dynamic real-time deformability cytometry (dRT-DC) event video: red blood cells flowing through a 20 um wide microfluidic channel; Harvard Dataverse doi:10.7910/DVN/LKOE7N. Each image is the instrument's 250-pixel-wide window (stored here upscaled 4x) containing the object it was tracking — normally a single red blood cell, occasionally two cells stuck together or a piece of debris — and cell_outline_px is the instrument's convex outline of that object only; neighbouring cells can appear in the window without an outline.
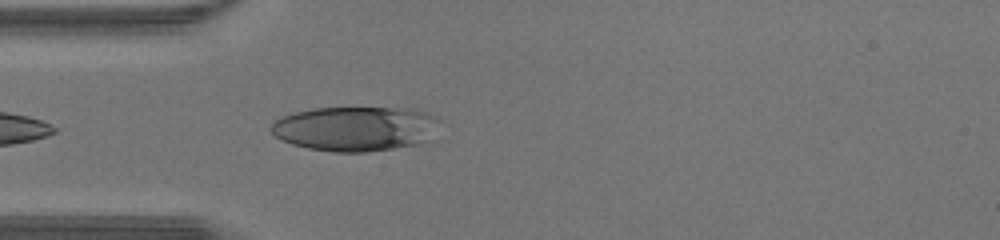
{"species": "human", "species_latin": "Homo sapiens", "temperature_condition": "warm", "stored_images_in_passage": 30, "camera_frame_rate_fps": 3000, "um_per_image_px": 0.085, "donor": {"sex": "male"}, "frame": {"image": 1, "passage_image": 2, "time_ms": 0.333, "image_size_px": [1000, 240], "cell_outline_px": [[444, 120], [420, 144], [364, 152], [332, 152], [308, 148], [292, 144], [276, 136], [268, 128], [280, 116], [296, 112], [316, 108], [412, 108], [428, 112]], "centroid_in_image_um": [30.22, 10.92], "position_along_channel_um": 54.8, "area_um2": 43.93}}
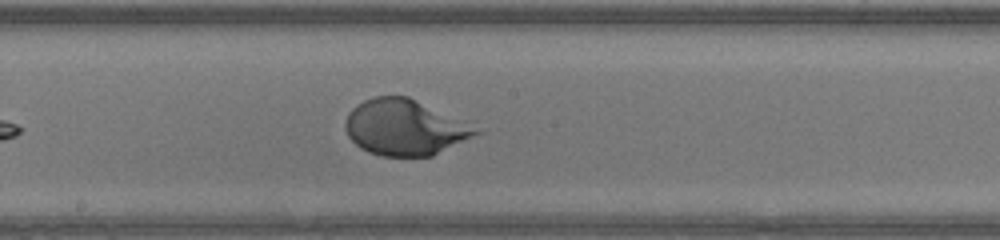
{"frame": {"image": 2, "passage_image": 12, "time_ms": 3.667, "image_size_px": [1000, 240], "cell_outline_px": [[484, 132], [432, 156], [380, 156], [368, 152], [360, 148], [348, 136], [344, 128], [344, 124], [348, 112], [352, 108], [364, 100], [372, 96], [408, 96]], "centroid_in_image_um": [34.34, 10.85], "position_along_channel_um": 213.9, "area_um2": 42.02}}
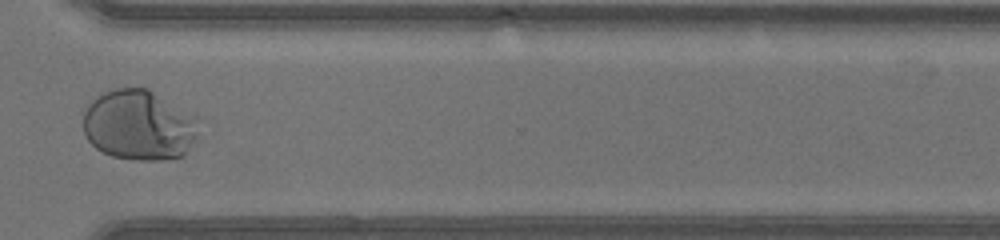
{"frame": {"image": 3, "passage_image": 21, "time_ms": 6.667, "image_size_px": [1000, 240], "cell_outline_px": [[196, 136], [184, 156], [164, 160], [136, 160], [112, 156], [96, 148], [88, 140], [84, 132], [84, 108], [92, 100], [104, 92], [116, 88], [148, 88], [184, 120]], "centroid_in_image_um": [11.57, 10.71], "position_along_channel_um": 359.0, "area_um2": 44.45}}